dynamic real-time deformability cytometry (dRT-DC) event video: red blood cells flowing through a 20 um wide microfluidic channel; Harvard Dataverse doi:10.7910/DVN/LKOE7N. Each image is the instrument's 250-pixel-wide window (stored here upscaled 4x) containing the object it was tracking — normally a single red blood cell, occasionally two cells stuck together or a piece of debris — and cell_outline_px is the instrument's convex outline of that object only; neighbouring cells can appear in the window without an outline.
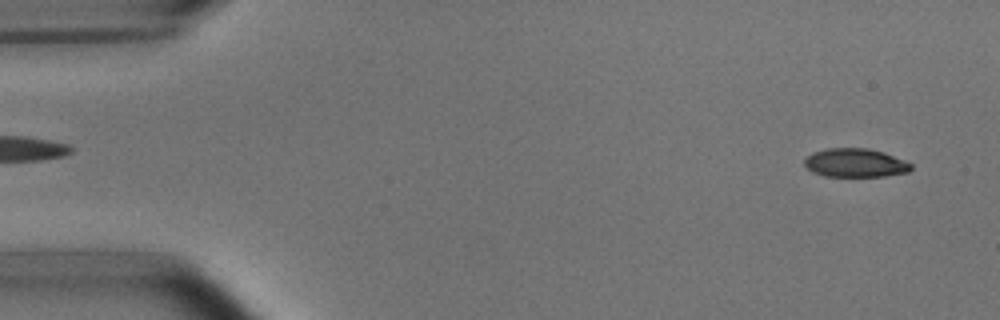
{"species": "common noctule bat (a hibernating species)", "species_latin": "Nyctalus noctula", "temperature_condition": "room temperature", "stored_images_in_passage": 5, "segment_of_instrument_passage": [2, 2], "camera_frame_rate_fps": 3000, "um_per_image_px": 0.085, "animal": {"sex": "male", "body_mass_g": 15.6}, "frame": {"image": 1, "passage_image": 5, "time_ms": 5.667, "image_size_px": [1000, 320], "cell_outline_px": [[912, 168], [908, 172], [884, 176], [824, 176], [812, 172], [804, 164], [804, 160], [812, 152], [824, 148], [868, 148], [884, 152], [904, 160], [912, 164]], "centroid_in_image_um": [72.69, 13.83], "position_along_channel_um": 12.3, "area_um2": 17.86}}